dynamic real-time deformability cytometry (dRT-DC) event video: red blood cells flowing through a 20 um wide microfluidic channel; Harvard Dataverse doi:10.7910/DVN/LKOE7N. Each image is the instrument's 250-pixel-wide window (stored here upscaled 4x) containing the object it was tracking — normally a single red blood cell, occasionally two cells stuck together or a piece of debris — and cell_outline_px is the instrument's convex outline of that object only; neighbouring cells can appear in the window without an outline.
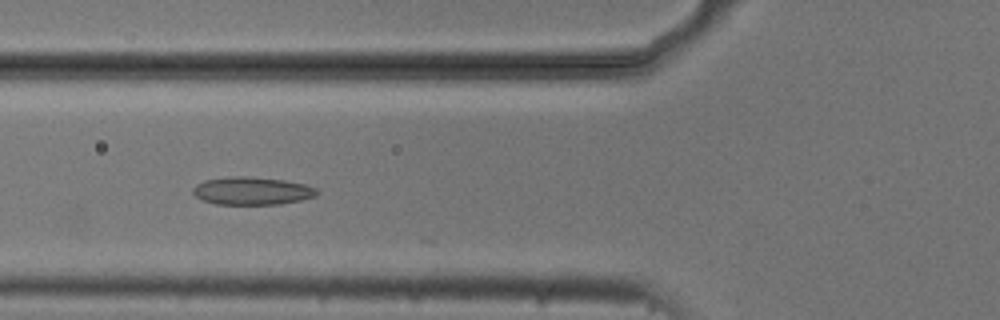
{"species": "common noctule bat (a hibernating species)", "species_latin": "Nyctalus noctula", "temperature_condition": "cold", "stored_images_in_passage": 10, "camera_frame_rate_fps": 3000, "um_per_image_px": 0.085, "animal": {"sex": "male", "body_mass_g": 20.5, "forearm_length_mm": 52.5}, "frame": {"image": 1, "passage_image": 7, "time_ms": 2.0, "image_size_px": [1000, 320], "cell_outline_px": [[320, 192], [316, 196], [304, 200], [280, 204], [216, 204], [204, 200], [196, 196], [192, 192], [192, 188], [196, 184], [204, 180], [228, 176], [248, 176], [284, 180], [304, 184], [316, 188]], "centroid_in_image_um": [21.44, 16.22], "position_along_channel_um": 104.4, "area_um2": 20.29}}